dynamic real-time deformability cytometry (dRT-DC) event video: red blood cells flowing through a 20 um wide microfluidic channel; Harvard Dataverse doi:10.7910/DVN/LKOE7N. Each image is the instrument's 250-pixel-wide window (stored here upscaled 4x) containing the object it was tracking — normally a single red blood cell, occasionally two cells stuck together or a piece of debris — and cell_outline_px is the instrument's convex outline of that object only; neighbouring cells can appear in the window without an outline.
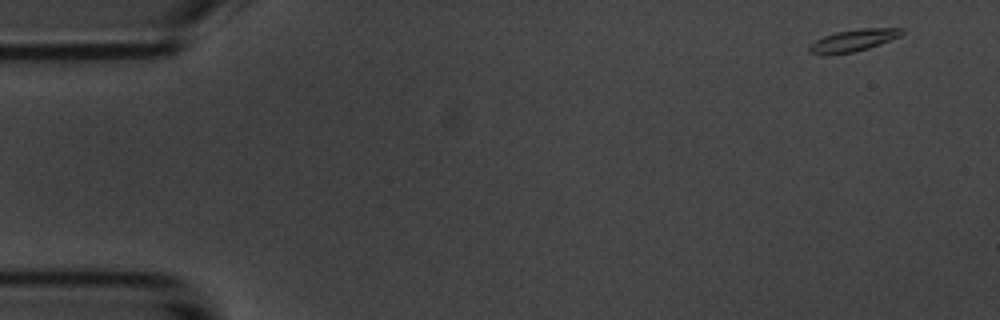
{"species": "common noctule bat (a hibernating species)", "species_latin": "Nyctalus noctula", "temperature_condition": "room temperature", "stored_images_in_passage": 4, "camera_frame_rate_fps": 3000, "um_per_image_px": 0.085, "animal": {"sex": "male", "body_mass_g": 20.1, "forearm_length_mm": 53.5}, "frame": {"image": 1, "passage_image": 1, "time_ms": 0.0, "image_size_px": [1000, 320], "cell_outline_px": [[904, 32], [900, 36], [868, 48], [852, 52], [828, 56], [824, 56], [808, 52], [808, 48], [816, 40], [824, 36], [836, 32], [864, 28], [904, 28]], "centroid_in_image_um": [72.5, 3.45], "position_along_channel_um": 12.5, "area_um2": 11.85}}